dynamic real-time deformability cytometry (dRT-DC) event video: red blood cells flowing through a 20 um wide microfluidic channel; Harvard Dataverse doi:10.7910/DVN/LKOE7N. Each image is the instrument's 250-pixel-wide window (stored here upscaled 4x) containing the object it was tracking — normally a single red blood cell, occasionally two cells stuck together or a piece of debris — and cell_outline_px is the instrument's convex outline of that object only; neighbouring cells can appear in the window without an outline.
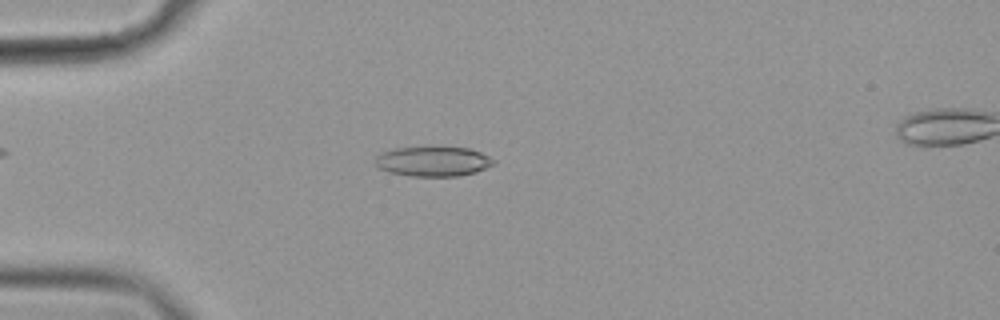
{"species": "common noctule bat (a hibernating species)", "species_latin": "Nyctalus noctula", "temperature_condition": "cold", "stored_images_in_passage": 53, "camera_frame_rate_fps": 3000, "um_per_image_px": 0.085, "animal": {"sex": "female", "body_mass_g": 19.9}, "frame": {"image": 1, "passage_image": 12, "time_ms": 3.667, "image_size_px": [1000, 320], "cell_outline_px": [[496, 164], [476, 172], [460, 176], [412, 176], [388, 172], [380, 168], [376, 164], [376, 156], [384, 152], [396, 148], [468, 148], [480, 152], [496, 160]], "centroid_in_image_um": [36.86, 13.74], "position_along_channel_um": 48.1, "area_um2": 20.29}}
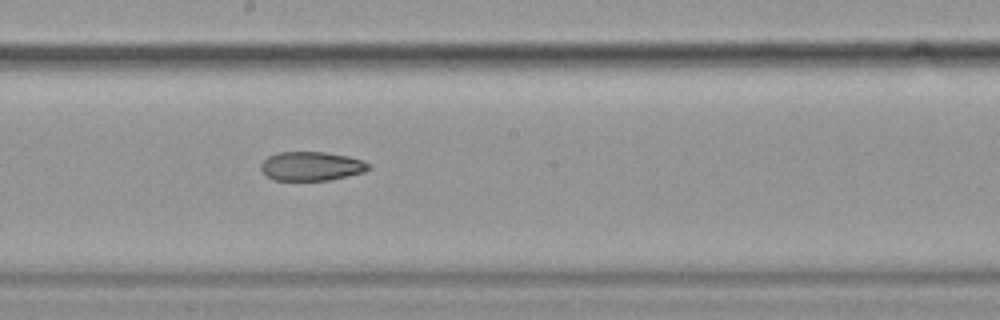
{"frame": {"image": 2, "passage_image": 28, "time_ms": 9.0, "image_size_px": [1000, 320], "cell_outline_px": [[372, 168], [364, 172], [328, 180], [272, 180], [260, 168], [260, 164], [268, 156], [280, 152], [324, 152], [348, 156], [364, 160], [372, 164]], "centroid_in_image_um": [26.51, 14.12], "position_along_channel_um": 221.7, "area_um2": 18.26}}
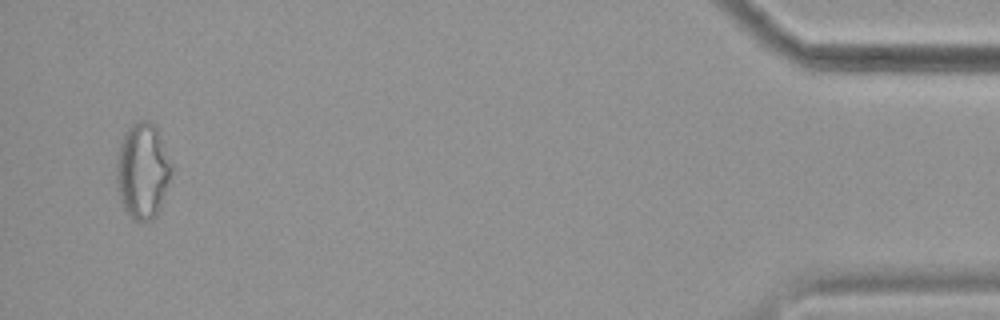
{"frame": {"image": 3, "passage_image": 51, "time_ms": 16.667, "image_size_px": [1000, 320], "cell_outline_px": [[172, 172], [160, 208], [156, 216], [152, 220], [136, 220], [124, 208], [120, 196], [116, 180], [116, 164], [120, 144], [128, 128], [136, 120], [148, 120], [156, 124], [172, 164]], "centroid_in_image_um": [12.14, 14.47], "position_along_channel_um": 423.1, "area_um2": 30.58}, "authors_computed_cell_mechanics": {"area_um2": 21.097, "velocity_mm_per_s": 3.5983, "shape_relaxation_time_tau1_ms": null, "shape_relaxation_time_tau2_ms": 6.0969, "deformation_change_tau1": null, "deformation_change_tau2": 0.1288}}